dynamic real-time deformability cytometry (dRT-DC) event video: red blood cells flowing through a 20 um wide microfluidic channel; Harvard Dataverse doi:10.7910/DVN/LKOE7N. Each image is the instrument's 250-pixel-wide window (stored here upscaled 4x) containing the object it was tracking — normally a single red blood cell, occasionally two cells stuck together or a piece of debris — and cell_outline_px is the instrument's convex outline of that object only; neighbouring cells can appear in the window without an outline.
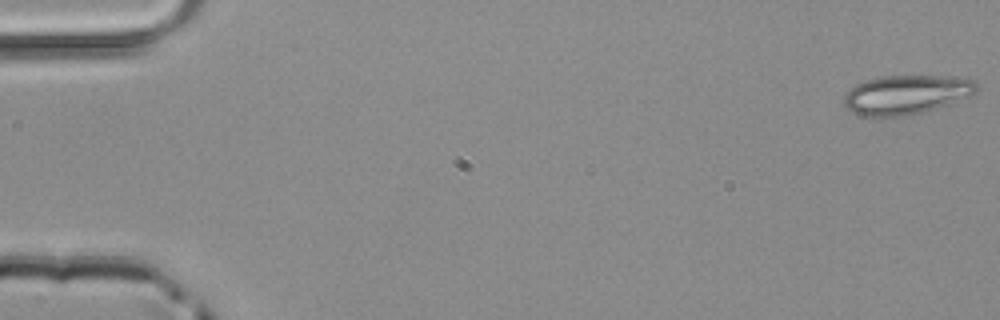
{"species": "common noctule bat (a hibernating species)", "species_latin": "Nyctalus noctula", "temperature_condition": "room temperature", "stored_images_in_passage": 47, "camera_frame_rate_fps": 3000, "um_per_image_px": 0.085, "animal": {"sex": "male", "body_mass_g": 20.4}, "frame": {"image": 1, "passage_image": 1, "time_ms": 0.0, "image_size_px": [1000, 320], "cell_outline_px": [[980, 88], [972, 96], [936, 108], [920, 112], [900, 116], [864, 116], [852, 112], [844, 104], [844, 96], [856, 84], [868, 80], [884, 76], [940, 76], [976, 80]], "centroid_in_image_um": [77.08, 8.04], "position_along_channel_um": 7.9, "area_um2": 29.94}}
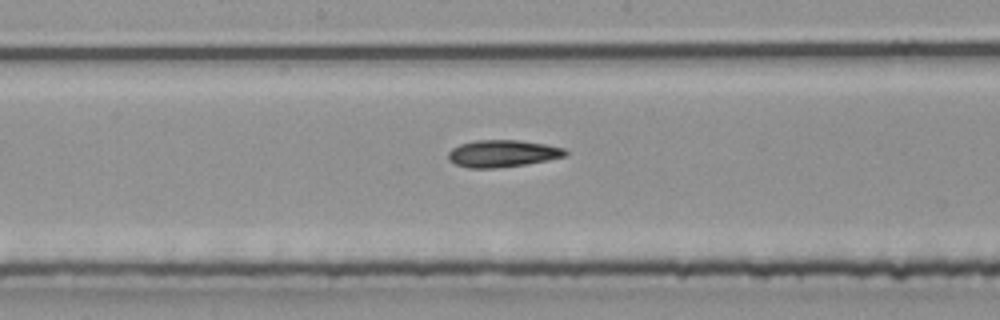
{"frame": {"image": 2, "passage_image": 26, "time_ms": 8.333, "image_size_px": [1000, 320], "cell_outline_px": [[568, 152], [564, 156], [524, 164], [496, 168], [468, 168], [456, 164], [448, 160], [448, 152], [452, 148], [460, 144], [476, 140], [516, 140], [548, 144], [564, 148]], "centroid_in_image_um": [42.68, 13.04], "position_along_channel_um": 205.5, "area_um2": 18.32}}
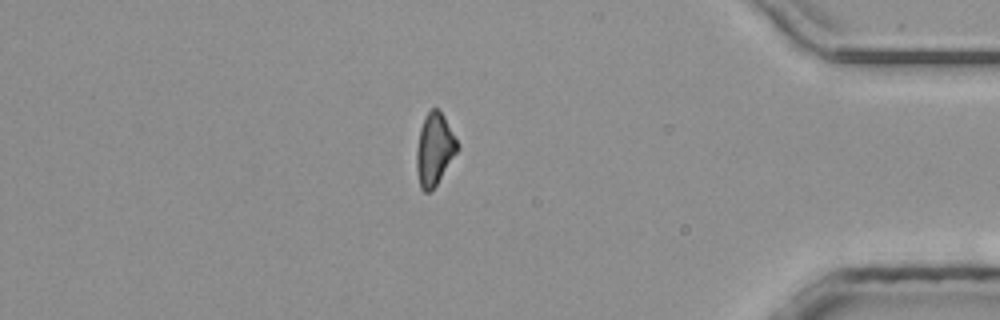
{"frame": {"image": 3, "passage_image": 42, "time_ms": 13.667, "image_size_px": [1000, 320], "cell_outline_px": [[460, 148], [436, 184], [428, 192], [424, 192], [420, 188], [416, 168], [416, 148], [420, 128], [424, 116], [432, 108], [436, 108], [444, 116]], "centroid_in_image_um": [36.9, 12.68], "position_along_channel_um": 398.3, "area_um2": 16.99}}